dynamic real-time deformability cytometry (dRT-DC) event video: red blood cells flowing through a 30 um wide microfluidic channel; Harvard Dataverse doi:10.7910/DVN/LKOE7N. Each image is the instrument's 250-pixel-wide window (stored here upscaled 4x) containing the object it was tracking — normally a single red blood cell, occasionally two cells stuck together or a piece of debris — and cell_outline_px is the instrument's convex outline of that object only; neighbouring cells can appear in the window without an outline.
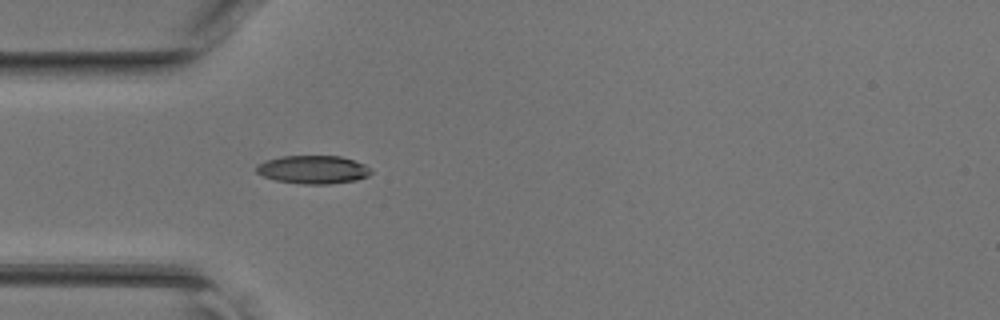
{"species": "common noctule bat (a hibernating species)", "species_latin": "Nyctalus noctula", "temperature_condition": "room temperature", "stored_images_in_passage": 33, "camera_frame_rate_fps": 3000, "um_per_image_px": 0.085, "animal": {"sex": "female", "body_mass_g": 17.0, "forearm_length_mm": 48.0}, "frame": {"image": 1, "passage_image": 1, "time_ms": 0.0, "image_size_px": [1000, 320], "cell_outline_px": [[372, 172], [368, 176], [356, 180], [328, 184], [300, 184], [276, 180], [264, 176], [256, 172], [256, 164], [280, 156], [340, 156], [364, 164], [372, 168]], "centroid_in_image_um": [26.62, 14.42], "position_along_channel_um": 58.4, "area_um2": 18.84}}
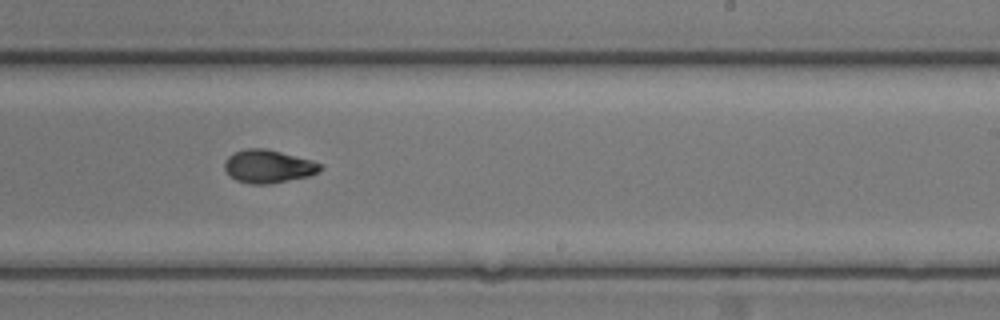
{"frame": {"image": 2, "passage_image": 15, "time_ms": 4.667, "image_size_px": [1000, 320], "cell_outline_px": [[324, 168], [320, 172], [308, 176], [268, 184], [248, 184], [236, 180], [224, 168], [224, 160], [232, 152], [248, 148], [264, 148], [312, 160], [324, 164]], "centroid_in_image_um": [22.82, 14.14], "position_along_channel_um": 266.2, "area_um2": 18.55}}
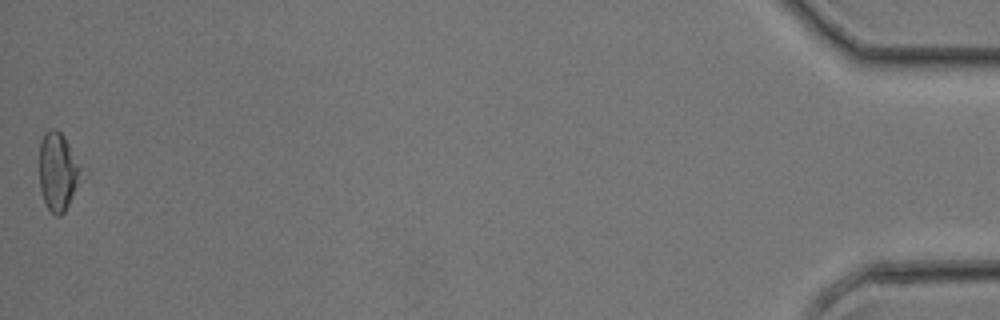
{"frame": {"image": 3, "passage_image": 33, "time_ms": 10.667, "image_size_px": [1000, 320], "cell_outline_px": [[80, 168], [68, 204], [64, 212], [60, 216], [56, 216], [48, 208], [44, 200], [40, 188], [40, 140], [44, 132], [52, 128], [56, 128], [64, 136]], "centroid_in_image_um": [4.84, 14.53], "position_along_channel_um": 430.4, "area_um2": 17.98}}